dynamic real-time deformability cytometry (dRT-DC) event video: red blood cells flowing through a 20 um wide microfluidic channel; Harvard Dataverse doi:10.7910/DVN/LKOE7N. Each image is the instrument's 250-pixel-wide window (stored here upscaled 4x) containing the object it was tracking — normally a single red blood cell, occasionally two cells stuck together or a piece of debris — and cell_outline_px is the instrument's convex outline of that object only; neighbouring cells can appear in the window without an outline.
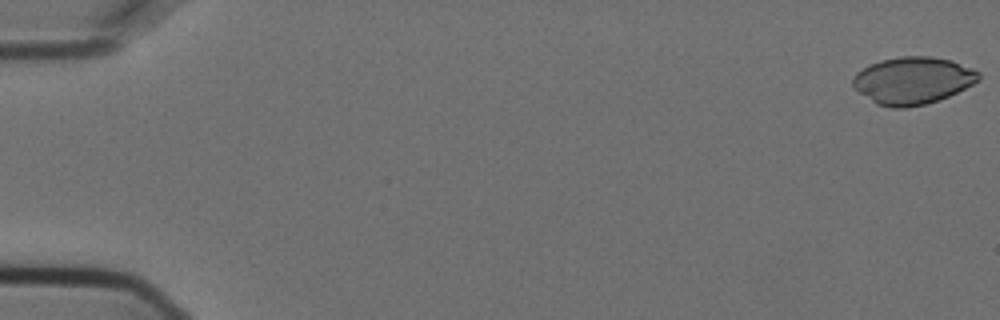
{"species": "Egyptian fruit bat (a non-hibernating species)", "species_latin": "Rousettus aegyptiacus", "temperature_condition": "cold", "stored_images_in_passage": 6, "camera_frame_rate_fps": 3000, "um_per_image_px": 0.085, "animal": {"sex": "female"}, "frame": {"image": 1, "passage_image": 1, "time_ms": 0.0, "image_size_px": [1000, 320], "cell_outline_px": [[980, 80], [948, 96], [924, 104], [908, 108], [892, 108], [876, 104], [860, 92], [852, 84], [852, 80], [856, 72], [868, 64], [880, 60], [900, 56], [932, 56], [952, 60], [972, 68], [980, 72]], "centroid_in_image_um": [77.57, 6.83], "position_along_channel_um": 7.4, "area_um2": 34.62}}